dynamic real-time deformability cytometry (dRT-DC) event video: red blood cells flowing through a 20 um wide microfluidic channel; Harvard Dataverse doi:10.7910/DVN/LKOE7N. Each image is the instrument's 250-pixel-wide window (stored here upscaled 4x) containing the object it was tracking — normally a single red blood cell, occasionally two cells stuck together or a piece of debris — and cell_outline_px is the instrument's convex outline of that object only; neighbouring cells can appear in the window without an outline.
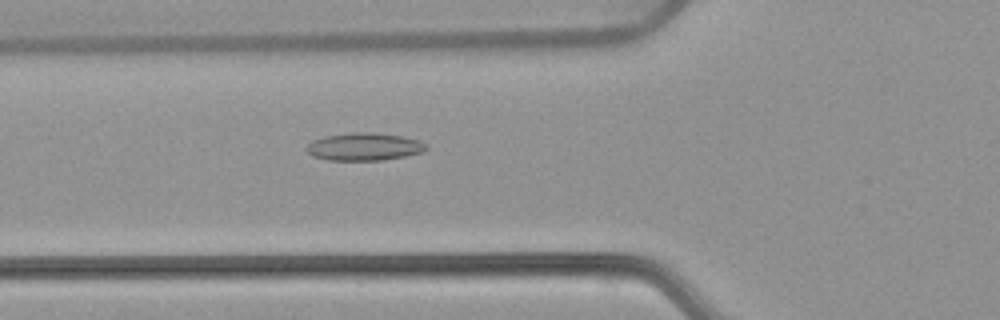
{"species": "common noctule bat (a hibernating species)", "species_latin": "Nyctalus noctula", "temperature_condition": "warm", "stored_images_in_passage": 54, "camera_frame_rate_fps": 3000, "um_per_image_px": 0.085, "animal": {"sex": "female", "body_mass_g": 22.7, "forearm_length_mm": 54.2}, "frame": {"image": 1, "passage_image": 20, "time_ms": 6.333, "image_size_px": [1000, 320], "cell_outline_px": [[428, 148], [420, 152], [404, 156], [384, 160], [328, 160], [312, 156], [304, 148], [312, 140], [324, 136], [352, 132], [372, 132], [404, 136], [420, 140], [428, 144]], "centroid_in_image_um": [30.95, 12.46], "position_along_channel_um": 94.8, "area_um2": 19.48}}
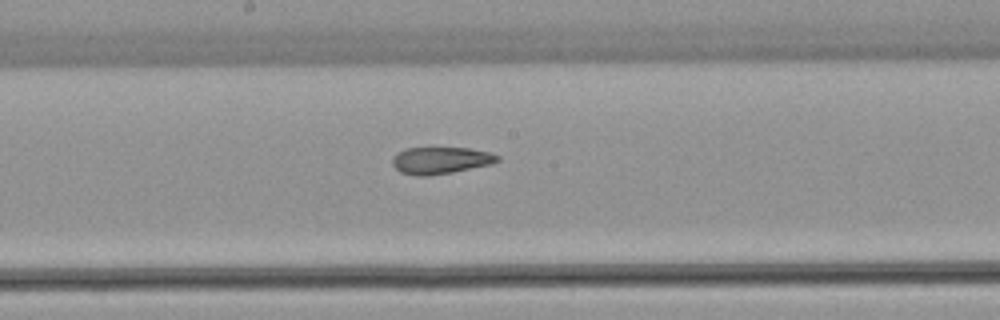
{"frame": {"image": 2, "passage_image": 29, "time_ms": 9.333, "image_size_px": [1000, 320], "cell_outline_px": [[500, 160], [492, 164], [452, 172], [428, 176], [416, 176], [400, 172], [392, 164], [392, 156], [396, 152], [404, 148], [472, 148], [492, 152], [500, 156]], "centroid_in_image_um": [37.46, 13.62], "position_along_channel_um": 210.7, "area_um2": 16.76}}
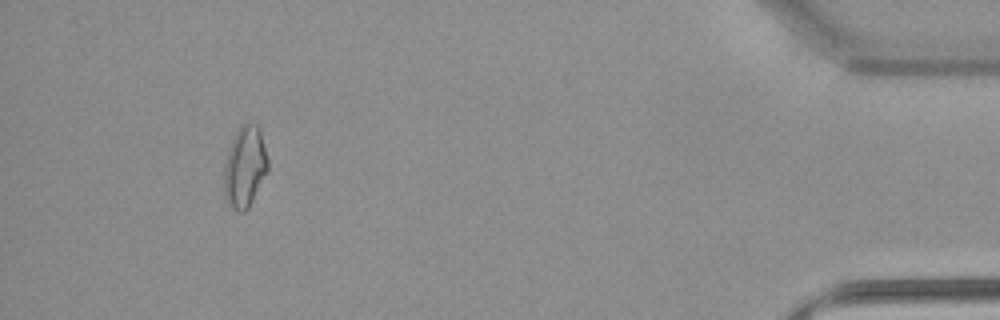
{"frame": {"image": 3, "passage_image": 50, "time_ms": 16.333, "image_size_px": [1000, 320], "cell_outline_px": [[268, 168], [248, 208], [244, 212], [240, 212], [232, 208], [228, 204], [224, 196], [224, 164], [228, 148], [240, 124], [244, 120], [248, 120], [256, 124], [260, 128], [268, 160]], "centroid_in_image_um": [20.79, 14.12], "position_along_channel_um": 414.4, "area_um2": 20.92}, "authors_computed_cell_mechanics": {"area_um2": 19.1896, "velocity_mm_per_s": 3.8502, "shape_relaxation_time_tau1_ms": null, "shape_relaxation_time_tau2_ms": 2.1463, "deformation_change_tau1": null, "deformation_change_tau2": 0.0964}}